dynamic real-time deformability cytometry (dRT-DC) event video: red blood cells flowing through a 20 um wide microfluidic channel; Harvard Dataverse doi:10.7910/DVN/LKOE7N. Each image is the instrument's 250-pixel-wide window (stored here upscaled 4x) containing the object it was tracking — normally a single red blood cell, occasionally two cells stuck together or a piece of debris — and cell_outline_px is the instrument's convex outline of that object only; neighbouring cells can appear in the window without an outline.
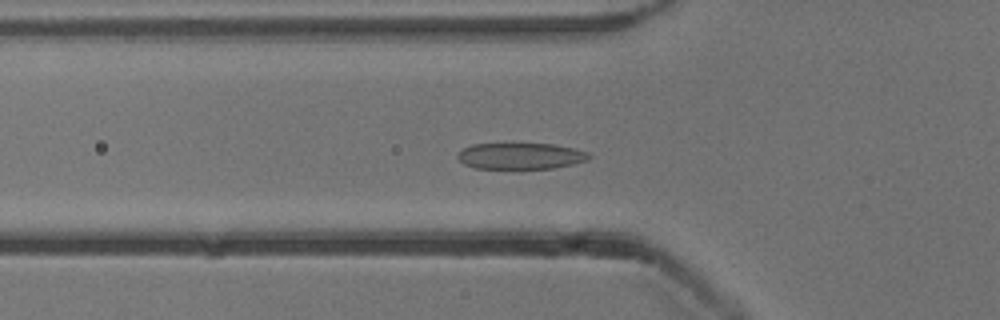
{"species": "common noctule bat (a hibernating species)", "species_latin": "Nyctalus noctula", "temperature_condition": "cold", "stored_images_in_passage": 55, "camera_frame_rate_fps": 3000, "um_per_image_px": 0.085, "animal": {"sex": "male", "body_mass_g": 13.3}, "frame": {"image": 1, "passage_image": 19, "time_ms": 6.0, "image_size_px": [1000, 320], "cell_outline_px": [[592, 156], [588, 160], [572, 164], [552, 168], [512, 172], [476, 168], [464, 164], [456, 156], [456, 152], [472, 144], [552, 144], [576, 148], [588, 152]], "centroid_in_image_um": [44.22, 13.31], "position_along_channel_um": 81.6, "area_um2": 21.15}}
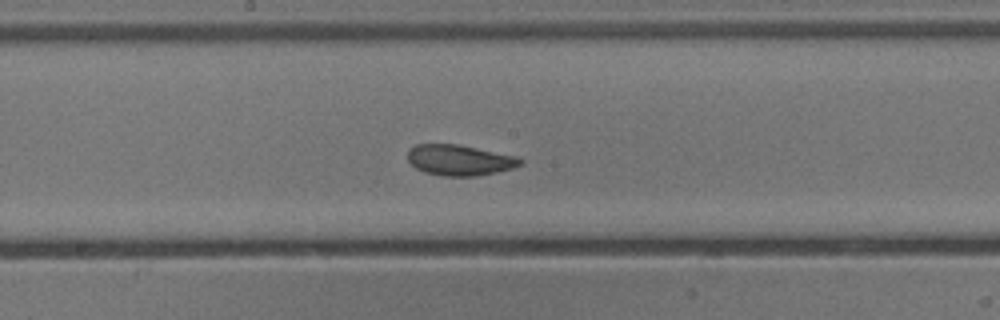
{"frame": {"image": 2, "passage_image": 29, "time_ms": 9.333, "image_size_px": [1000, 320], "cell_outline_px": [[524, 164], [512, 168], [496, 172], [476, 176], [444, 176], [424, 172], [416, 168], [408, 160], [408, 148], [416, 144], [460, 144], [516, 156], [524, 160]], "centroid_in_image_um": [39.07, 13.6], "position_along_channel_um": 209.1, "area_um2": 20.29}}
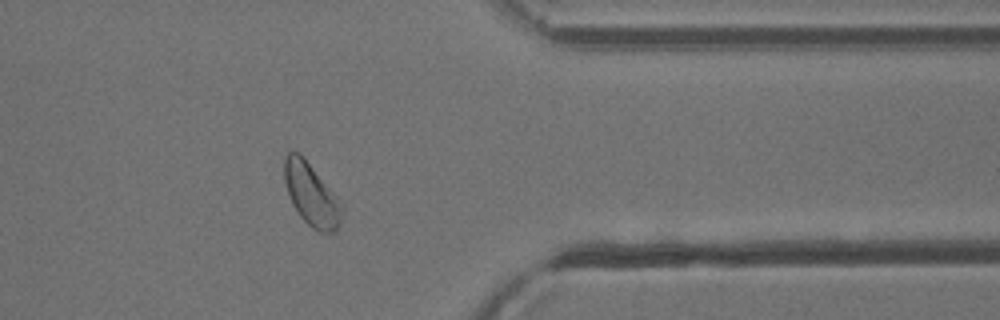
{"frame": {"image": 3, "passage_image": 44, "time_ms": 14.333, "image_size_px": [1000, 320], "cell_outline_px": [[344, 212], [340, 224], [332, 232], [320, 232], [312, 228], [300, 216], [292, 204], [284, 180], [284, 156], [288, 152], [300, 152], [344, 204]], "centroid_in_image_um": [26.49, 16.53], "position_along_channel_um": 384.9, "area_um2": 21.15}, "authors_computed_cell_mechanics": {"area_um2": 21.675, "velocity_mm_per_s": 3.7987, "shape_relaxation_time_tau1_ms": 3.1511, "shape_relaxation_time_tau2_ms": 2.2553, "deformation_change_tau1": 0.1182, "deformation_change_tau2": 0.0592}}